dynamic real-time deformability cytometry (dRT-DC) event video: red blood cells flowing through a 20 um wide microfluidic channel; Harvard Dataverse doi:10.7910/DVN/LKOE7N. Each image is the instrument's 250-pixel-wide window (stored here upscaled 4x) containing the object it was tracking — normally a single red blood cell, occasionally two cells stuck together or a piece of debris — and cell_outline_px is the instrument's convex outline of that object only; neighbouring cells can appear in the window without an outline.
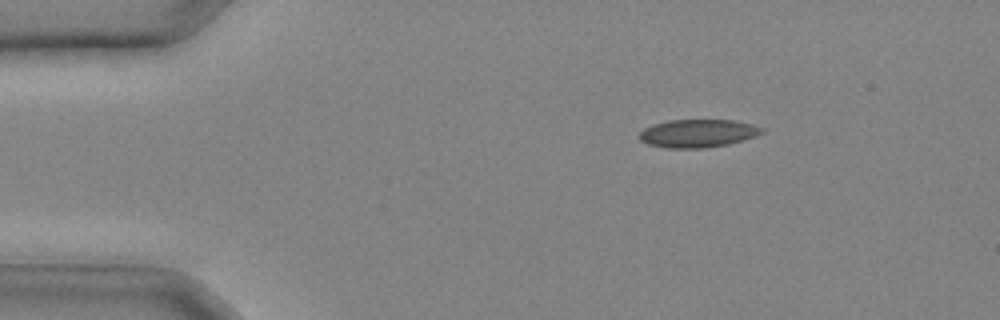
{"species": "common noctule bat (a hibernating species)", "species_latin": "Nyctalus noctula", "temperature_condition": "cold", "stored_images_in_passage": 27, "camera_frame_rate_fps": 3000, "um_per_image_px": 0.085, "animal": {"sex": "male", "body_mass_g": 20.4}, "frame": {"image": 1, "passage_image": 1, "time_ms": 0.0, "image_size_px": [1000, 320], "cell_outline_px": [[764, 132], [756, 136], [744, 140], [728, 144], [704, 148], [664, 148], [648, 144], [640, 140], [640, 132], [644, 128], [652, 124], [668, 120], [732, 120], [752, 124], [764, 128]], "centroid_in_image_um": [59.32, 11.33], "position_along_channel_um": 25.7, "area_um2": 20.11}}
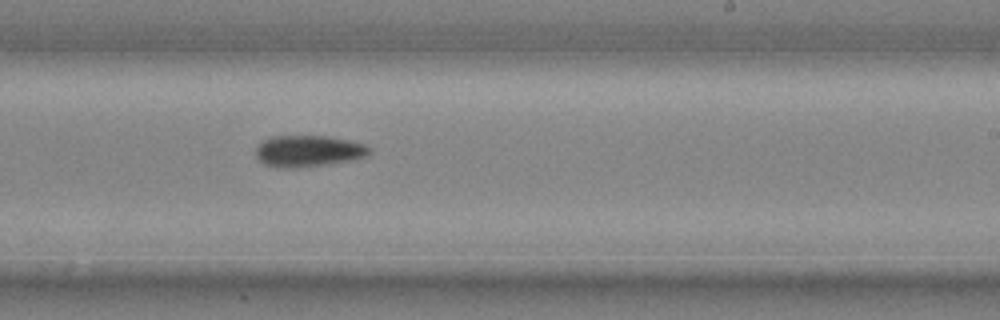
{"frame": {"image": 2, "passage_image": 16, "time_ms": 5.0, "image_size_px": [1000, 320], "cell_outline_px": [[372, 148], [364, 156], [348, 160], [300, 168], [276, 168], [264, 164], [256, 156], [256, 144], [272, 136], [328, 136], [348, 140], [364, 144]], "centroid_in_image_um": [26.13, 12.84], "position_along_channel_um": 262.9, "area_um2": 20.69}}
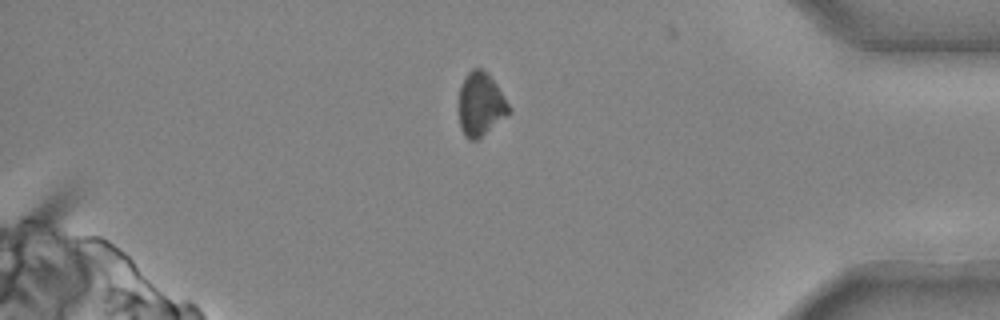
{"frame": {"image": 3, "passage_image": 24, "time_ms": 7.667, "image_size_px": [1000, 320], "cell_outline_px": [[512, 112], [476, 140], [468, 140], [464, 136], [460, 128], [460, 84], [468, 72], [472, 68], [480, 68], [488, 72], [512, 108]], "centroid_in_image_um": [40.87, 8.85], "position_along_channel_um": 394.3, "area_um2": 18.55}}